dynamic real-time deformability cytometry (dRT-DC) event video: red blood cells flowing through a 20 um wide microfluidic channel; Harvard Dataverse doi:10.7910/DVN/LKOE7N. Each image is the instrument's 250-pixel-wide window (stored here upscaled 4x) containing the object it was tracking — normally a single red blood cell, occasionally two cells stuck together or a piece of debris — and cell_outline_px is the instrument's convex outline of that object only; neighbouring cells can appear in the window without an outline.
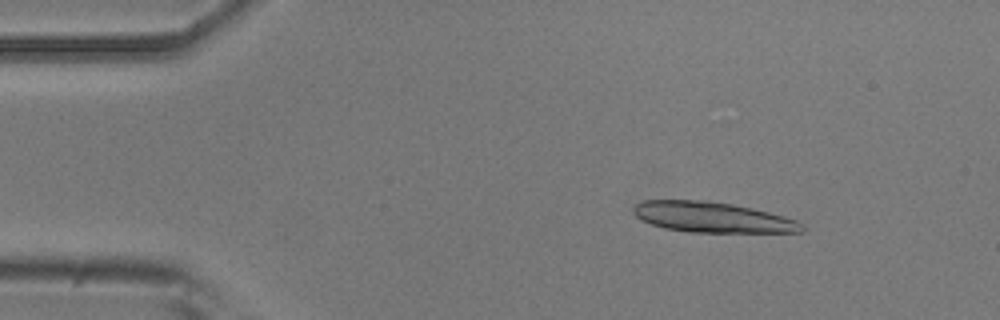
{"species": "common noctule bat (a hibernating species)", "species_latin": "Nyctalus noctula", "temperature_condition": "room temperature", "stored_images_in_passage": 50, "segment_of_instrument_passage": [1, 2], "camera_frame_rate_fps": 3000, "um_per_image_px": 0.085, "animal": {"sex": "male", "body_mass_g": 20.5, "forearm_length_mm": 52.5}, "frame": {"image": 1, "passage_image": 7, "time_ms": 2.0, "image_size_px": [1000, 320], "cell_outline_px": [[804, 228], [800, 232], [688, 232], [664, 228], [652, 224], [636, 216], [632, 212], [632, 208], [636, 204], [644, 200], [704, 200], [732, 204], [752, 208], [784, 216], [796, 220], [804, 224]], "centroid_in_image_um": [60.54, 18.46], "position_along_channel_um": 24.5, "area_um2": 29.77}}